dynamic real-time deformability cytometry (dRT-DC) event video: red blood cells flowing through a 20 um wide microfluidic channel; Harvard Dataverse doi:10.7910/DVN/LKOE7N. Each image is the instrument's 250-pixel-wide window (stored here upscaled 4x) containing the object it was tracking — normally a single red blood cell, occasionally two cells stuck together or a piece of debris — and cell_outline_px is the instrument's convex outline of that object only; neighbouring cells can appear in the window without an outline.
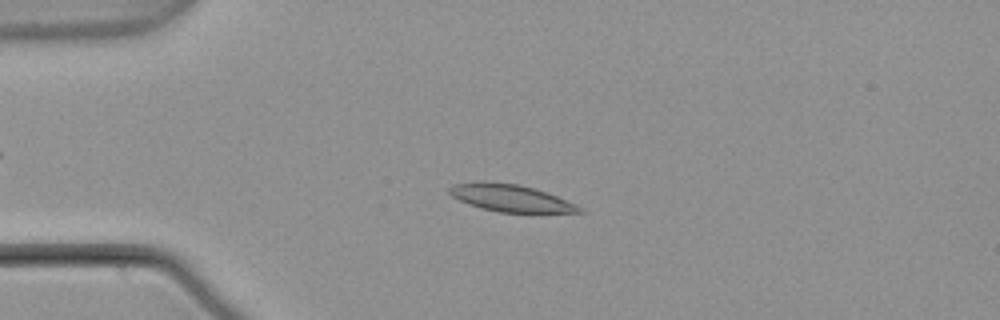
{"species": "common noctule bat (a hibernating species)", "species_latin": "Nyctalus noctula", "temperature_condition": "warm", "stored_images_in_passage": 54, "camera_frame_rate_fps": 3000, "um_per_image_px": 0.085, "animal": {"sex": "male", "body_mass_g": 21.5, "forearm_length_mm": 52.0}, "frame": {"image": 1, "passage_image": 13, "time_ms": 4.0, "image_size_px": [1000, 320], "cell_outline_px": [[588, 212], [500, 212], [480, 208], [468, 204], [452, 196], [448, 192], [448, 188], [452, 184], [476, 180], [488, 180], [520, 184], [536, 188], [548, 192], [576, 204], [584, 208]], "centroid_in_image_um": [43.38, 16.8], "position_along_channel_um": 41.6, "area_um2": 21.1}}
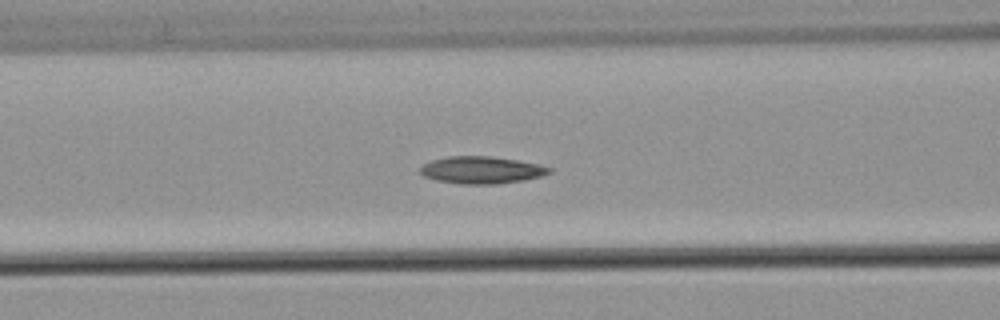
{"frame": {"image": 2, "passage_image": 22, "time_ms": 7.0, "image_size_px": [1000, 320], "cell_outline_px": [[552, 172], [540, 176], [524, 180], [496, 184], [460, 184], [436, 180], [424, 176], [420, 172], [420, 168], [424, 164], [432, 160], [448, 156], [492, 156], [540, 164], [552, 168]], "centroid_in_image_um": [40.94, 14.45], "position_along_channel_um": 125.7, "area_um2": 20.46}}
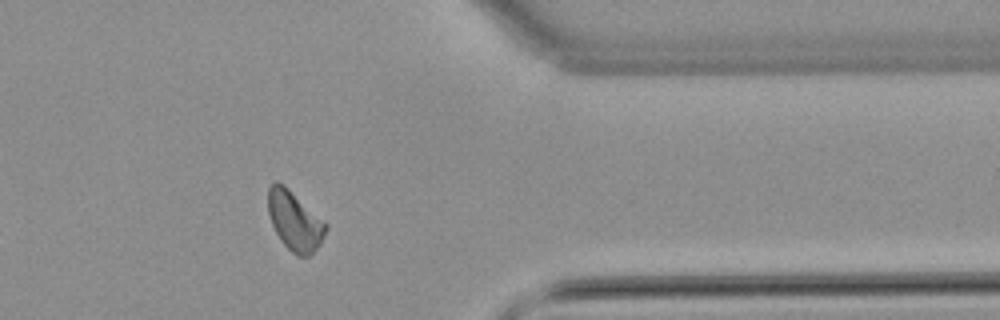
{"frame": {"image": 3, "passage_image": 44, "time_ms": 14.333, "image_size_px": [1000, 320], "cell_outline_px": [[328, 228], [320, 244], [308, 256], [296, 256], [280, 240], [272, 224], [268, 212], [268, 188], [276, 180], [284, 184], [324, 220], [328, 224]], "centroid_in_image_um": [25.05, 18.76], "position_along_channel_um": 386.3, "area_um2": 19.94}, "authors_computed_cell_mechanics": {"area_um2": 19.8543, "velocity_mm_per_s": 3.7659, "shape_relaxation_time_tau1_ms": 11.3919, "shape_relaxation_time_tau2_ms": 7.7339, "deformation_change_tau1": 0.2026, "deformation_change_tau2": 0.1175}}